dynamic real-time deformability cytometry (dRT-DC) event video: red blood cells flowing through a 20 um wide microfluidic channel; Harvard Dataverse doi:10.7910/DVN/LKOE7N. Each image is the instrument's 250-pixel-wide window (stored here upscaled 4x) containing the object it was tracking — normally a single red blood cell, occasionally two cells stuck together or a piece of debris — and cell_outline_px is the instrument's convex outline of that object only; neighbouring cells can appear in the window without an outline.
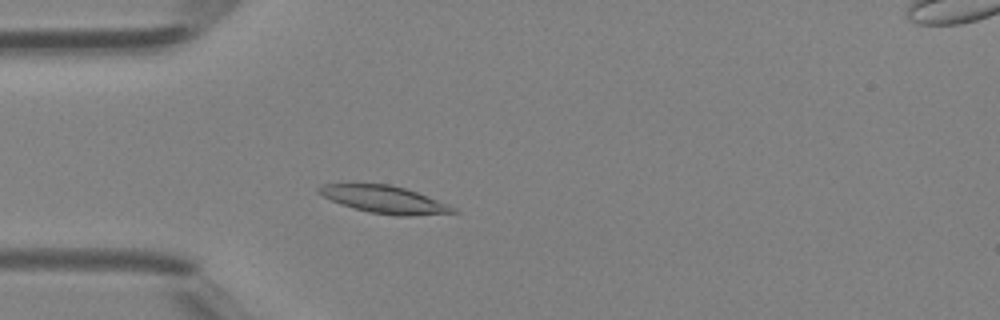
{"species": "Egyptian fruit bat (a non-hibernating species)", "species_latin": "Rousettus aegyptiacus", "temperature_condition": "room temperature", "stored_images_in_passage": 38, "camera_frame_rate_fps": 3000, "um_per_image_px": 0.085, "animal": {"sex": "female"}, "frame": {"image": 1, "passage_image": 7, "time_ms": 2.0, "image_size_px": [1000, 320], "cell_outline_px": [[460, 212], [408, 216], [396, 216], [368, 212], [352, 208], [340, 204], [316, 192], [316, 188], [324, 184], [388, 184], [404, 188], [416, 192], [456, 208]], "centroid_in_image_um": [32.64, 16.97], "position_along_channel_um": 52.4, "area_um2": 21.21}}
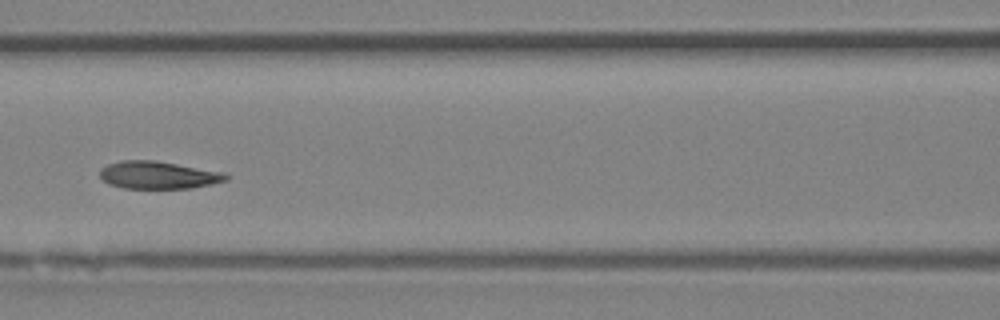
{"frame": {"image": 2, "passage_image": 14, "time_ms": 4.333, "image_size_px": [1000, 320], "cell_outline_px": [[228, 180], [192, 188], [124, 188], [108, 184], [100, 176], [100, 168], [108, 164], [120, 160], [156, 160], [224, 172], [228, 176]], "centroid_in_image_um": [13.44, 14.87], "position_along_channel_um": 153.2, "area_um2": 20.29}}
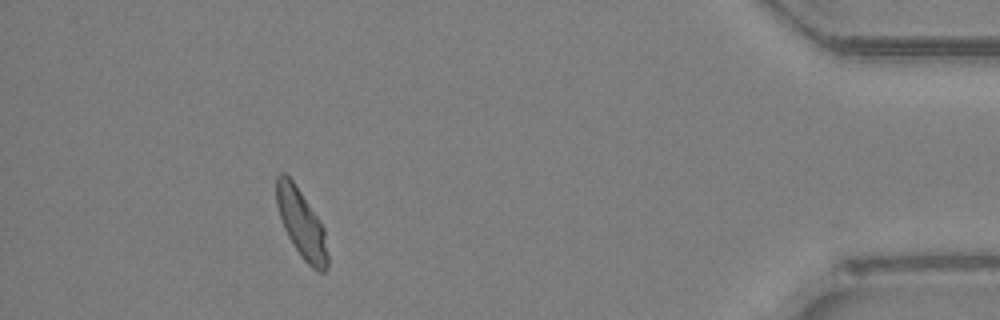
{"frame": {"image": 3, "passage_image": 34, "time_ms": 11.0, "image_size_px": [1000, 320], "cell_outline_px": [[328, 268], [324, 272], [320, 272], [312, 268], [300, 256], [288, 236], [284, 228], [276, 204], [276, 176], [280, 172], [284, 172], [292, 180], [324, 228], [328, 256]], "centroid_in_image_um": [25.61, 19.04], "position_along_channel_um": 409.6, "area_um2": 20.17}}